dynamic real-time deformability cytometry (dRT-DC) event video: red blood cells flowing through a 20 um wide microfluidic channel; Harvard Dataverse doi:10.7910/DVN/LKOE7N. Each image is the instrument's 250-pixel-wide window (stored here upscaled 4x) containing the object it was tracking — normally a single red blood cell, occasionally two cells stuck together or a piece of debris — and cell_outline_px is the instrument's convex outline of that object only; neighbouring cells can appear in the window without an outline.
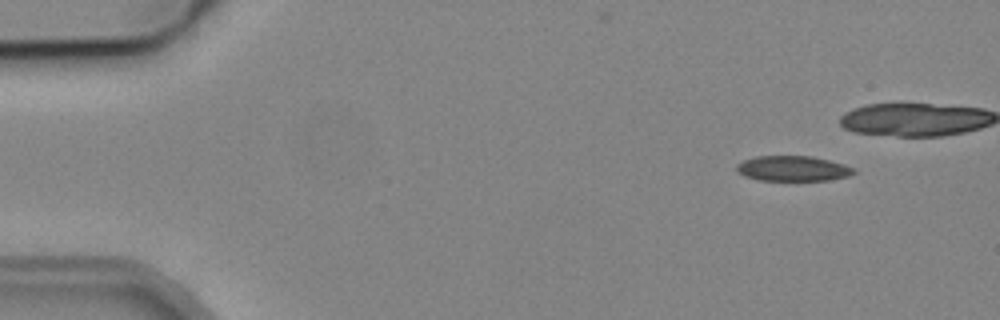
{"species": "common noctule bat (a hibernating species)", "species_latin": "Nyctalus noctula", "temperature_condition": "cold", "stored_images_in_passage": 5, "camera_frame_rate_fps": 3000, "um_per_image_px": 0.085, "animal": {"sex": "male", "body_mass_g": 19.2, "forearm_length_mm": 51.8}, "frame": {"image": 1, "passage_image": 1, "time_ms": 0.0, "image_size_px": [1000, 320], "cell_outline_px": [[856, 172], [848, 176], [828, 180], [756, 180], [744, 176], [736, 172], [736, 164], [744, 160], [756, 156], [812, 156], [844, 164], [856, 168]], "centroid_in_image_um": [67.37, 14.32], "position_along_channel_um": 17.6, "area_um2": 17.34}}